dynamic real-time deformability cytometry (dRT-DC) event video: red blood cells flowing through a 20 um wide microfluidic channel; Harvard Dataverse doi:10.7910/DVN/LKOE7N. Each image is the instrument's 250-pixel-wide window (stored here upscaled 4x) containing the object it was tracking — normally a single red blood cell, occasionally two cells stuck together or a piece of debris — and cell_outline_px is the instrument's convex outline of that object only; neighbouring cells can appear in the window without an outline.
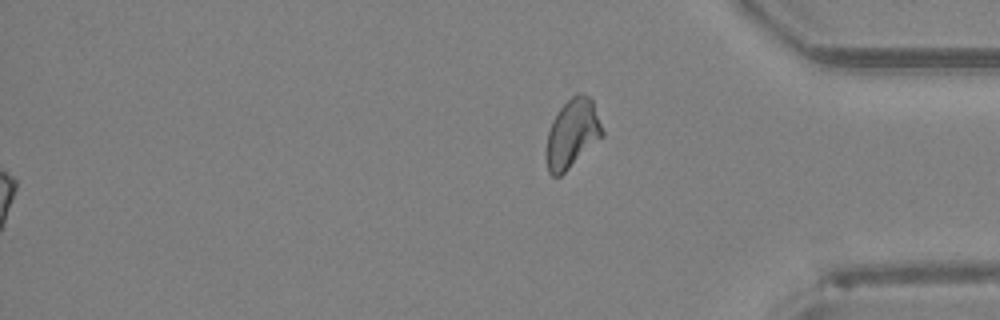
{"species": "Egyptian fruit bat (a non-hibernating species)", "species_latin": "Rousettus aegyptiacus", "temperature_condition": "room temperature", "stored_images_in_passage": 43, "segment_of_instrument_passage": [2, 2], "camera_frame_rate_fps": 3000, "um_per_image_px": 0.085, "animal": {"sex": "female"}, "frame": {"image": 1, "passage_image": 43, "time_ms": 14.0, "image_size_px": [1000, 320], "cell_outline_px": [[604, 136], [560, 176], [552, 176], [548, 172], [548, 132], [552, 120], [556, 112], [576, 92], [580, 92], [588, 96], [592, 100], [604, 132]], "centroid_in_image_um": [48.67, 11.32], "position_along_channel_um": 386.5, "area_um2": 22.08}}